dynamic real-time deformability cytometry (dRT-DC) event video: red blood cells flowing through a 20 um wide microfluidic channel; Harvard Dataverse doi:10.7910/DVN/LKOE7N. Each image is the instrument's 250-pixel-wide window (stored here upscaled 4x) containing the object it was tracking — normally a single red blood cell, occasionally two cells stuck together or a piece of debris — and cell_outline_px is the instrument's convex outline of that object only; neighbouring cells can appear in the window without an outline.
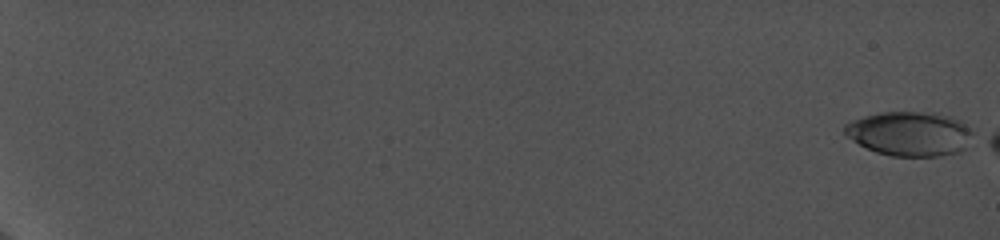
{"species": "common noctule bat (a hibernating species)", "species_latin": "Nyctalus noctula", "temperature_condition": "cold", "stored_images_in_passage": 11, "camera_frame_rate_fps": 5000, "um_per_image_px": 0.085, "animal": {"sex": "female", "body_mass_g": 19.0, "forearm_length_mm": 56.7}, "frame": {"image": 1, "passage_image": 1, "time_ms": 0.0, "image_size_px": [1000, 240], "cell_outline_px": [[972, 132], [964, 148], [956, 152], [936, 156], [892, 156], [876, 152], [852, 140], [844, 132], [844, 124], [852, 120], [864, 116], [880, 112], [936, 112], [952, 116], [964, 124]], "centroid_in_image_um": [77.28, 11.34], "position_along_channel_um": 7.7, "area_um2": 32.83}}